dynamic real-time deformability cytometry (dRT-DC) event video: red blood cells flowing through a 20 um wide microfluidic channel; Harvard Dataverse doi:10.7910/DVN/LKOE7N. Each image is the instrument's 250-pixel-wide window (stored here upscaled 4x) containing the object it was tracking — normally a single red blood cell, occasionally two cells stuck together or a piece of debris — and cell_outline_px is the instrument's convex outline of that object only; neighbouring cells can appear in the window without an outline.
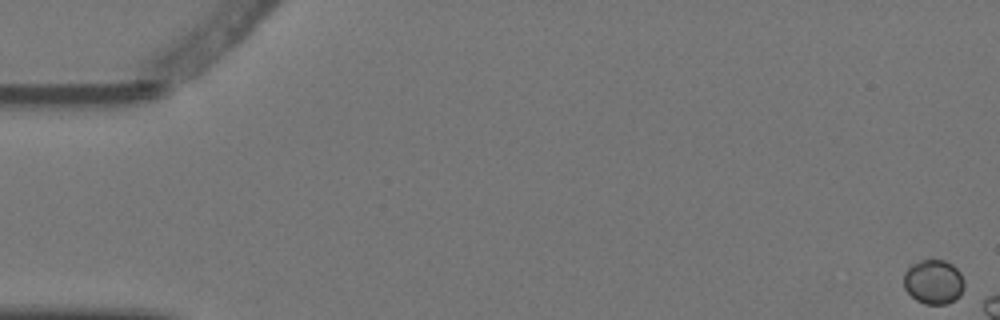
{"species": "Egyptian fruit bat (a non-hibernating species)", "species_latin": "Rousettus aegyptiacus", "temperature_condition": "warm", "stored_images_in_passage": 4, "camera_frame_rate_fps": 3000, "um_per_image_px": 0.085, "animal": {"sex": "female"}, "frame": {"image": 1, "passage_image": 1, "time_ms": 0.0, "image_size_px": [1000, 320], "cell_outline_px": [[964, 288], [960, 296], [944, 304], [924, 304], [916, 300], [904, 288], [904, 272], [912, 264], [920, 260], [944, 260], [952, 264], [960, 272], [964, 280]], "centroid_in_image_um": [79.36, 23.95], "position_along_channel_um": 5.6, "area_um2": 15.66}}